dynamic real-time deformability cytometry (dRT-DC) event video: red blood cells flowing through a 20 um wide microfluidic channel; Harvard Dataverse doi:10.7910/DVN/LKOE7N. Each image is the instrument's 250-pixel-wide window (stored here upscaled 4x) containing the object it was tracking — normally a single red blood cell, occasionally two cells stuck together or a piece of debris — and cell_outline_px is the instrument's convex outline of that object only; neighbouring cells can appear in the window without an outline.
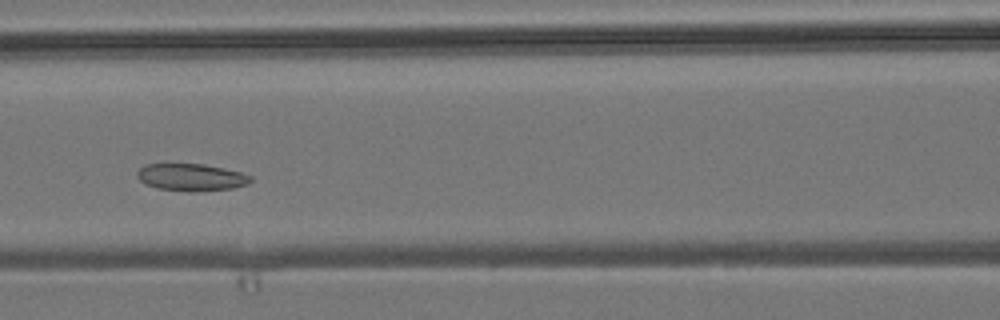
{"species": "common noctule bat (a hibernating species)", "species_latin": "Nyctalus noctula", "temperature_condition": "room temperature", "stored_images_in_passage": 6, "camera_frame_rate_fps": 3000, "um_per_image_px": 0.085, "animal": {"sex": "male", "body_mass_g": 19.2, "forearm_length_mm": 51.8}, "frame": {"image": 1, "passage_image": 6, "time_ms": 5.667, "image_size_px": [1000, 320], "cell_outline_px": [[252, 180], [248, 184], [232, 188], [196, 192], [188, 192], [156, 188], [144, 184], [136, 176], [136, 172], [144, 164], [168, 160], [204, 164], [224, 168], [240, 172], [252, 176]], "centroid_in_image_um": [16.16, 15.02], "position_along_channel_um": 150.4, "area_um2": 19.07}}